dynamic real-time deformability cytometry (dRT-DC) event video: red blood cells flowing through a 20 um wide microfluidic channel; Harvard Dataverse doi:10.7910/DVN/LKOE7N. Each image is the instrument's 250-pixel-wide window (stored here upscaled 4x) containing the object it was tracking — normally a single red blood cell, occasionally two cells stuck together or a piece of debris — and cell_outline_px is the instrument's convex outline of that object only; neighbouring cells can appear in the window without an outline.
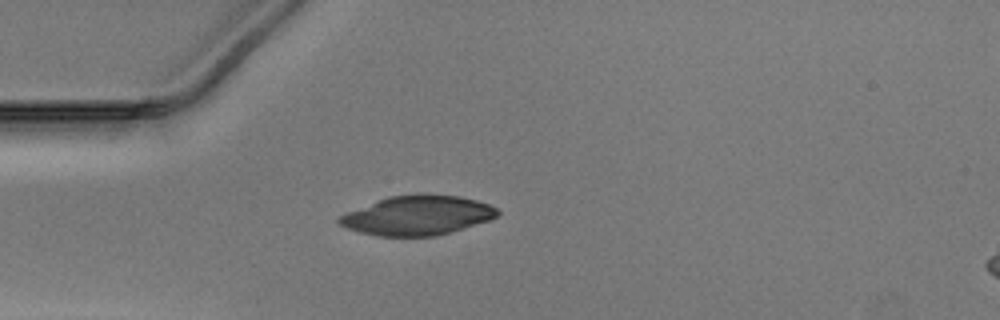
{"species": "Egyptian fruit bat (a non-hibernating species)", "species_latin": "Rousettus aegyptiacus", "temperature_condition": "warm", "stored_images_in_passage": 38, "camera_frame_rate_fps": 3000, "um_per_image_px": 0.085, "animal": {"sex": "male"}, "frame": {"image": 1, "passage_image": 1, "time_ms": 0.0, "image_size_px": [1000, 320], "cell_outline_px": [[500, 216], [488, 220], [436, 236], [376, 236], [360, 232], [348, 228], [340, 224], [336, 220], [340, 216], [348, 212], [376, 200], [388, 196], [416, 192], [420, 192], [460, 196], [476, 200], [488, 204], [496, 208], [500, 212]], "centroid_in_image_um": [35.48, 18.28], "position_along_channel_um": 49.5, "area_um2": 36.59}}